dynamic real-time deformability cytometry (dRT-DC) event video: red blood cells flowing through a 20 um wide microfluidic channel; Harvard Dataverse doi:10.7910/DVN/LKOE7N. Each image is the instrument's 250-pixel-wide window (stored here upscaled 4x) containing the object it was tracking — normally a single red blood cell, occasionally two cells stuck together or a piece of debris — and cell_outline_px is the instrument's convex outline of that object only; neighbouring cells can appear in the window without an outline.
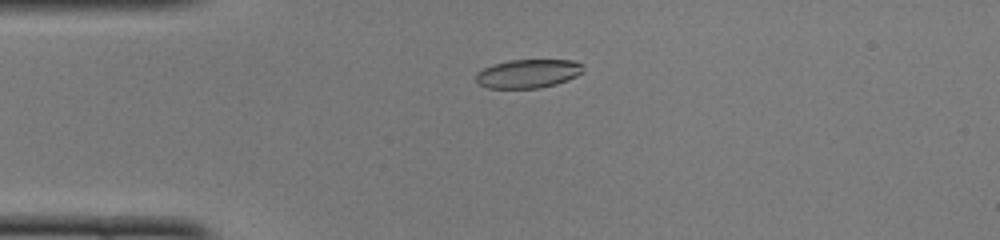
{"species": "common noctule bat (a hibernating species)", "species_latin": "Nyctalus noctula", "temperature_condition": "cold", "stored_images_in_passage": 47, "camera_frame_rate_fps": 3000, "um_per_image_px": 0.085, "animal": {"sex": "female", "body_mass_g": 22.0, "forearm_length_mm": 56.7}, "frame": {"image": 1, "passage_image": 10, "time_ms": 3.0, "image_size_px": [1000, 240], "cell_outline_px": [[584, 64], [580, 72], [576, 76], [568, 80], [556, 84], [540, 88], [488, 88], [480, 84], [476, 80], [476, 72], [492, 64], [508, 60], [572, 60]], "centroid_in_image_um": [44.87, 6.25], "position_along_channel_um": 40.1, "area_um2": 17.92}}
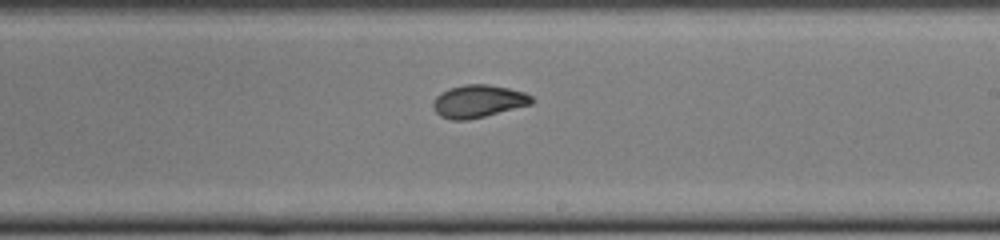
{"frame": {"image": 2, "passage_image": 27, "time_ms": 8.667, "image_size_px": [1000, 240], "cell_outline_px": [[532, 104], [468, 120], [452, 120], [440, 116], [432, 108], [432, 100], [440, 92], [448, 88], [464, 84], [488, 84], [508, 88], [524, 92], [532, 96]], "centroid_in_image_um": [40.6, 8.6], "position_along_channel_um": 248.4, "area_um2": 18.84}}
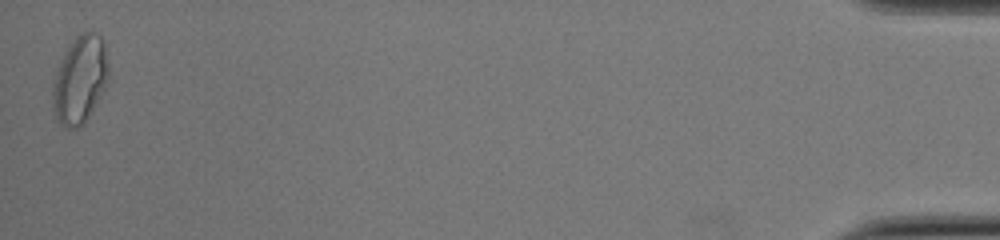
{"frame": {"image": 3, "passage_image": 47, "time_ms": 15.333, "image_size_px": [1000, 240], "cell_outline_px": [[108, 80], [96, 104], [84, 124], [80, 128], [68, 128], [60, 124], [52, 108], [52, 84], [56, 68], [64, 52], [72, 40], [76, 36], [84, 32], [92, 32], [100, 36], [104, 40], [108, 64]], "centroid_in_image_um": [6.77, 6.77], "position_along_channel_um": 428.4, "area_um2": 28.78}, "authors_computed_cell_mechanics": {"area_um2": 18.6694, "velocity_mm_per_s": 4.0957, "shape_relaxation_time_tau1_ms": 6.4691, "shape_relaxation_time_tau2_ms": 0.9254, "deformation_change_tau1": 0.2327, "deformation_change_tau2": 0.0596}}